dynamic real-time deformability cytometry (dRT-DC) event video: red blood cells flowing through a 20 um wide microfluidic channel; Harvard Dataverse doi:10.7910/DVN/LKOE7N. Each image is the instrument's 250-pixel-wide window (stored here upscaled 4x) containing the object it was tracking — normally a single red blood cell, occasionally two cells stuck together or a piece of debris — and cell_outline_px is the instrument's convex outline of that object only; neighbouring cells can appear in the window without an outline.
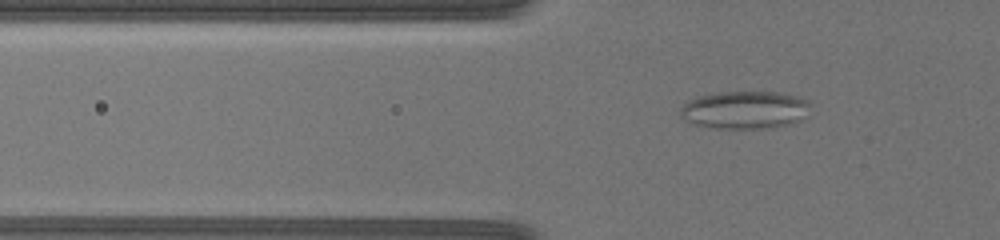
{"species": "common noctule bat (a hibernating species)", "species_latin": "Nyctalus noctula", "temperature_condition": "warm", "stored_images_in_passage": 46, "camera_frame_rate_fps": 3000, "um_per_image_px": 0.085, "animal": {"sex": "female", "body_mass_g": 19.5, "forearm_length_mm": 54.1}, "frame": {"image": 1, "passage_image": 2, "time_ms": 0.333, "image_size_px": [1000, 240], "cell_outline_px": [[812, 104], [808, 116], [800, 120], [788, 124], [768, 128], [708, 128], [692, 124], [680, 116], [680, 108], [688, 100], [696, 96], [716, 92], [776, 92], [796, 96], [808, 100]], "centroid_in_image_um": [63.31, 9.34], "position_along_channel_um": 62.5, "area_um2": 29.07}}
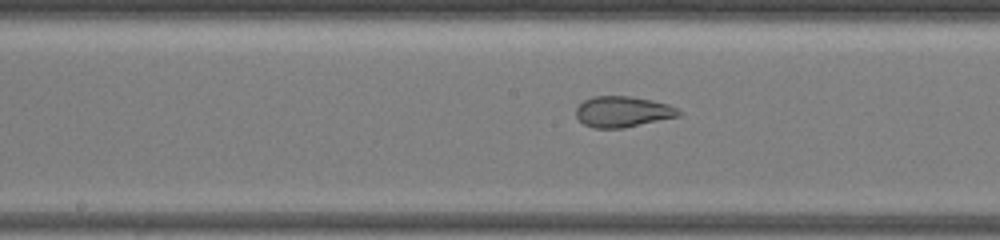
{"frame": {"image": 2, "passage_image": 22, "time_ms": 5.333, "image_size_px": [1000, 240], "cell_outline_px": [[680, 116], [624, 128], [592, 128], [584, 124], [576, 116], [576, 108], [584, 100], [592, 96], [632, 96], [652, 100], [668, 104], [676, 108], [680, 112]], "centroid_in_image_um": [52.92, 9.49], "position_along_channel_um": 195.3, "area_um2": 18.5}}
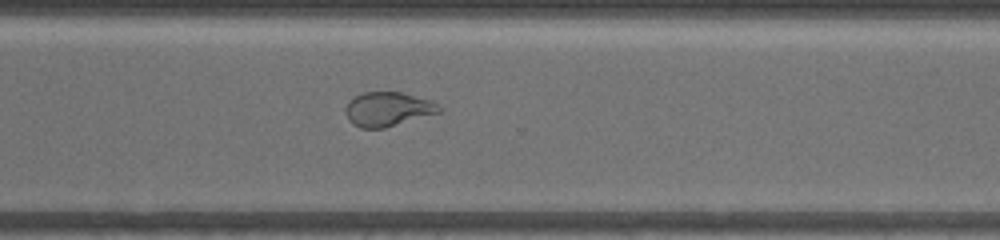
{"frame": {"image": 3, "passage_image": 44, "time_ms": 10.333, "image_size_px": [1000, 240], "cell_outline_px": [[440, 112], [384, 128], [360, 128], [352, 124], [348, 120], [344, 112], [344, 108], [348, 100], [364, 92], [404, 92], [432, 100], [440, 104]], "centroid_in_image_um": [32.94, 9.27], "position_along_channel_um": 337.7, "area_um2": 18.9}}